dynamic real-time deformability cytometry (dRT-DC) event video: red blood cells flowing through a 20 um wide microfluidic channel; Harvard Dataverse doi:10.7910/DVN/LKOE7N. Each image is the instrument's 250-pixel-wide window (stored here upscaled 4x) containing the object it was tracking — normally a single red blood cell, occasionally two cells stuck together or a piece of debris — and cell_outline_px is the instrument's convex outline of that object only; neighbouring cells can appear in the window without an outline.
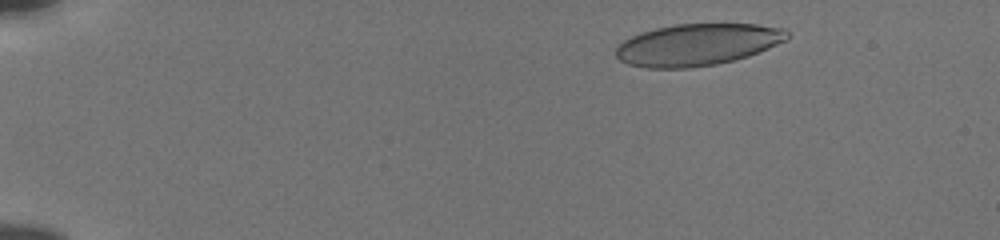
{"species": "human", "species_latin": "Homo sapiens", "temperature_condition": "cold", "stored_images_in_passage": 51, "camera_frame_rate_fps": 3000, "um_per_image_px": 0.085, "donor": {"sex": "male"}, "frame": {"image": 1, "passage_image": 5, "time_ms": 1.333, "image_size_px": [1000, 240], "cell_outline_px": [[788, 40], [748, 56], [716, 64], [692, 68], [644, 68], [628, 64], [620, 60], [616, 56], [616, 48], [624, 40], [640, 32], [656, 28], [676, 24], [756, 24], [784, 28], [788, 32]], "centroid_in_image_um": [59.28, 3.8], "position_along_channel_um": 25.7, "area_um2": 41.73}}
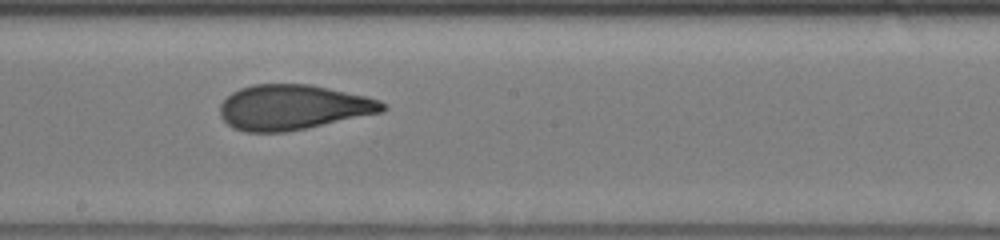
{"frame": {"image": 2, "passage_image": 29, "time_ms": 9.333, "image_size_px": [1000, 240], "cell_outline_px": [[388, 108], [384, 112], [288, 132], [244, 132], [232, 128], [220, 116], [220, 104], [232, 92], [240, 88], [252, 84], [312, 84], [364, 96], [380, 100], [388, 104]], "centroid_in_image_um": [24.92, 9.12], "position_along_channel_um": 223.3, "area_um2": 43.0}}
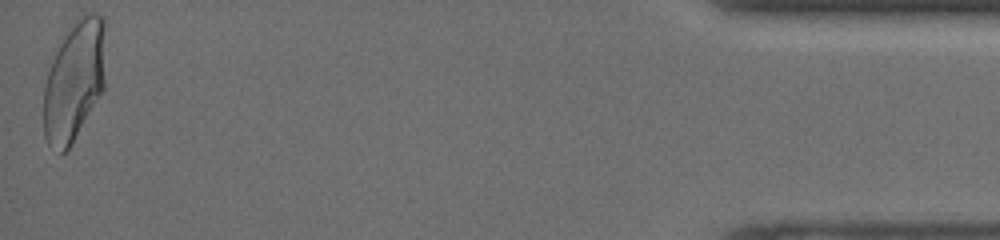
{"frame": {"image": 3, "passage_image": 51, "time_ms": 16.667, "image_size_px": [1000, 240], "cell_outline_px": [[104, 88], [68, 148], [64, 152], [60, 152], [48, 144], [44, 136], [44, 88], [48, 72], [56, 52], [60, 44], [68, 32], [84, 16], [92, 12], [104, 16]], "centroid_in_image_um": [6.31, 6.9], "position_along_channel_um": 428.9, "area_um2": 42.02}, "authors_computed_cell_mechanics": {"area_um2": 42.5408, "velocity_mm_per_s": 3.8487, "shape_relaxation_time_tau1_ms": 7.9262, "shape_relaxation_time_tau2_ms": 1.259, "deformation_change_tau1": 0.2362, "deformation_change_tau2": 0.0902}}